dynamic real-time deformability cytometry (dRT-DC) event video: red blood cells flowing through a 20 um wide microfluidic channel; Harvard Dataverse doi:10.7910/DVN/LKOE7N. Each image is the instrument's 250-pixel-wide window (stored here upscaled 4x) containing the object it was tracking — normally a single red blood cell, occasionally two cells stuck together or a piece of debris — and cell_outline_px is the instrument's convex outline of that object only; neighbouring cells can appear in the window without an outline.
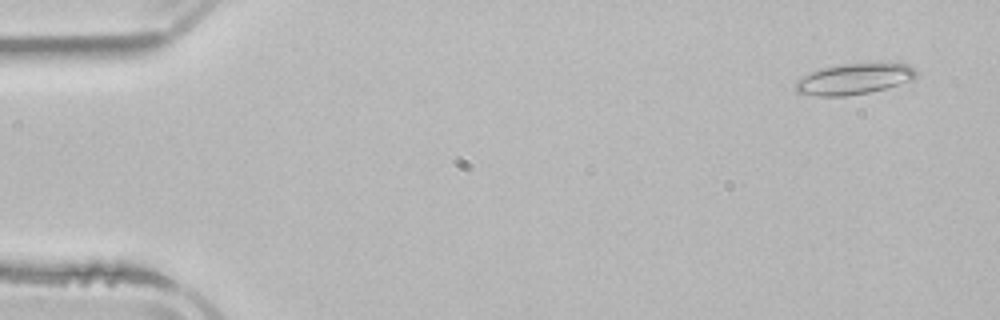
{"species": "common noctule bat (a hibernating species)", "species_latin": "Nyctalus noctula", "temperature_condition": "room temperature", "stored_images_in_passage": 4, "camera_frame_rate_fps": 3000, "um_per_image_px": 0.085, "animal": {"sex": "male", "body_mass_g": 21.5, "forearm_length_mm": 52.0}, "frame": {"image": 1, "passage_image": 1, "time_ms": 0.0, "image_size_px": [1000, 320], "cell_outline_px": [[916, 76], [912, 80], [884, 88], [868, 92], [844, 96], [816, 96], [796, 92], [796, 80], [820, 68], [844, 64], [888, 60], [908, 64], [916, 68]], "centroid_in_image_um": [72.67, 6.66], "position_along_channel_um": 12.3, "area_um2": 22.2}}